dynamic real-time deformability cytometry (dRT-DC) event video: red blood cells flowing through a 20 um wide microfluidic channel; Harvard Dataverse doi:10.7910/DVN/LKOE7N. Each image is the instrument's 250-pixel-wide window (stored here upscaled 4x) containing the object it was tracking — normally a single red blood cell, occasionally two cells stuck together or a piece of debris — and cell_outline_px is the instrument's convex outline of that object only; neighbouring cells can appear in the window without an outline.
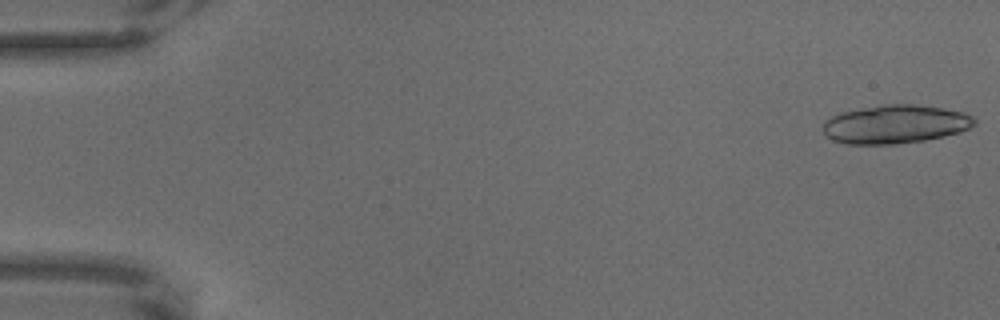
{"species": "common noctule bat (a hibernating species)", "species_latin": "Nyctalus noctula", "temperature_condition": "warm", "stored_images_in_passage": 22, "camera_frame_rate_fps": 3000, "um_per_image_px": 0.085, "animal": {"sex": "male", "body_mass_g": 18.8}, "frame": {"image": 1, "passage_image": 1, "time_ms": 0.0, "image_size_px": [1000, 320], "cell_outline_px": [[976, 124], [960, 132], [944, 136], [924, 140], [896, 144], [848, 144], [832, 140], [824, 136], [824, 120], [840, 112], [880, 104], [916, 104], [964, 112], [972, 116], [976, 120]], "centroid_in_image_um": [76.07, 10.55], "position_along_channel_um": 8.9, "area_um2": 34.16}}